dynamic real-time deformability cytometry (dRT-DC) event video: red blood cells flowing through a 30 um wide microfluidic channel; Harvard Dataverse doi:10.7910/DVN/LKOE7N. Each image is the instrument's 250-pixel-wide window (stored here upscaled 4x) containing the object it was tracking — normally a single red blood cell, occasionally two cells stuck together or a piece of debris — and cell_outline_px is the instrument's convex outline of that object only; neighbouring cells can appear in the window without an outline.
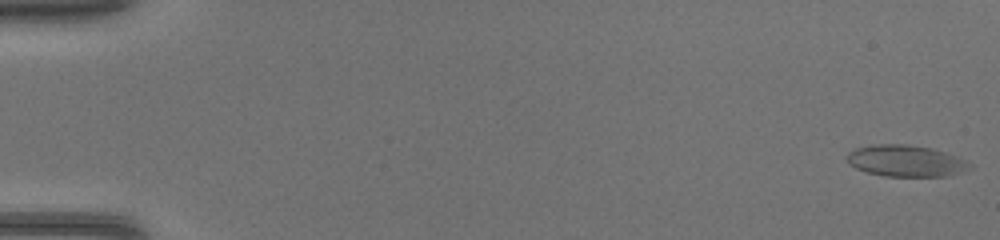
{"species": "common noctule bat (a hibernating species)", "species_latin": "Nyctalus noctula", "temperature_condition": "warm", "stored_images_in_passage": 48, "camera_frame_rate_fps": 3000, "um_per_image_px": 0.085, "animal": {"sex": "female", "body_mass_g": 17.0, "forearm_length_mm": 48.0}, "frame": {"image": 1, "passage_image": 1, "time_ms": 0.0, "image_size_px": [1000, 240], "cell_outline_px": [[972, 168], [948, 176], [884, 176], [868, 172], [856, 168], [848, 164], [844, 156], [848, 152], [856, 148], [872, 144], [908, 144], [932, 148], [956, 156], [972, 164]], "centroid_in_image_um": [76.95, 13.67], "position_along_channel_um": 8.0, "area_um2": 22.66}}
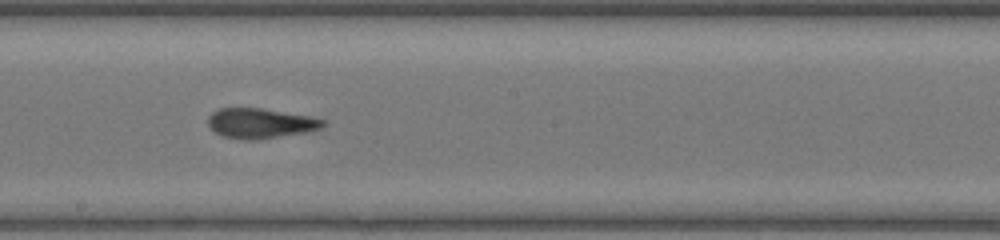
{"frame": {"image": 2, "passage_image": 27, "time_ms": 8.667, "image_size_px": [1000, 240], "cell_outline_px": [[328, 124], [324, 128], [304, 132], [256, 140], [240, 140], [224, 136], [216, 132], [208, 124], [208, 116], [212, 112], [220, 108], [264, 108], [312, 116], [324, 120]], "centroid_in_image_um": [22.18, 10.47], "position_along_channel_um": 226.0, "area_um2": 20.29}}
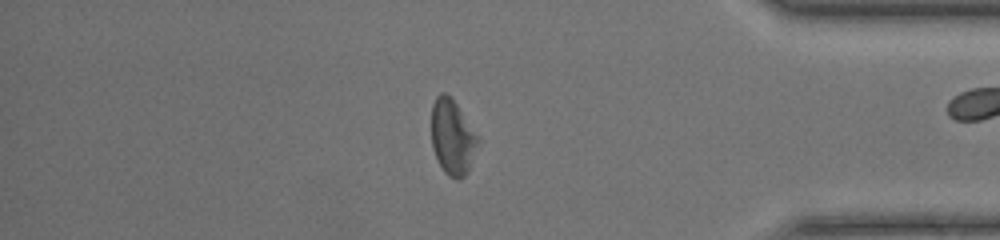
{"frame": {"image": 3, "passage_image": 40, "time_ms": 13.0, "image_size_px": [1000, 240], "cell_outline_px": [[480, 140], [468, 172], [464, 176], [456, 180], [448, 176], [444, 172], [432, 148], [432, 104], [436, 96], [440, 92], [444, 92], [456, 104], [480, 136]], "centroid_in_image_um": [38.48, 11.67], "position_along_channel_um": 396.7, "area_um2": 20.46}}